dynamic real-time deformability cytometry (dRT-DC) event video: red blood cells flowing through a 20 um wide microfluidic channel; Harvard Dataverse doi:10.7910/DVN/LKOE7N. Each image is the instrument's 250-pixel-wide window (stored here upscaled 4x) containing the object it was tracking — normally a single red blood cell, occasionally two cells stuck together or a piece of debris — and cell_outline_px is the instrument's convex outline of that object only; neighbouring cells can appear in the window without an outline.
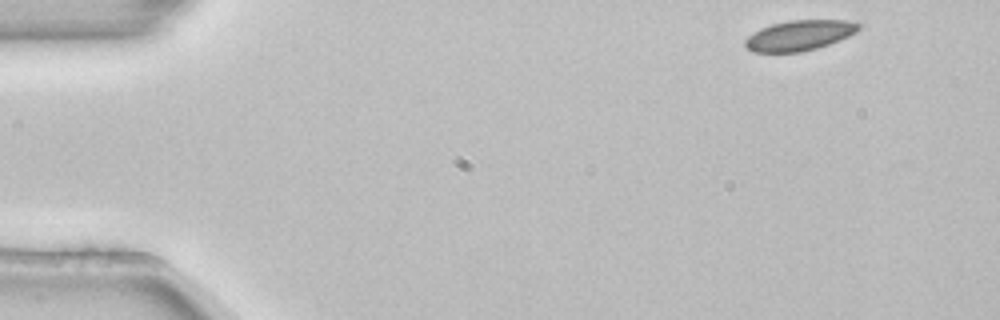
{"species": "common noctule bat (a hibernating species)", "species_latin": "Nyctalus noctula", "temperature_condition": "room temperature", "stored_images_in_passage": 4, "camera_frame_rate_fps": 3000, "um_per_image_px": 0.085, "animal": {"sex": "female", "body_mass_g": 22.7, "forearm_length_mm": 54.2}, "frame": {"image": 1, "passage_image": 1, "time_ms": 0.0, "image_size_px": [1000, 320], "cell_outline_px": [[860, 28], [856, 32], [840, 40], [816, 48], [800, 52], [752, 52], [744, 44], [744, 40], [752, 32], [760, 28], [772, 24], [788, 20], [848, 20], [860, 24]], "centroid_in_image_um": [67.93, 3.0], "position_along_channel_um": 17.1, "area_um2": 20.06}}
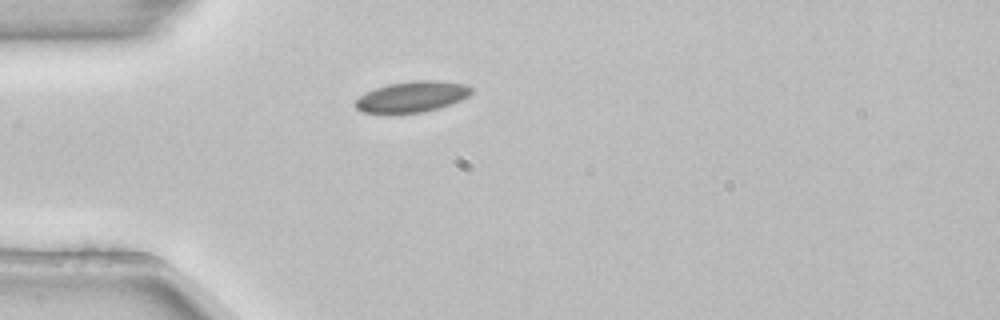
{"frame": {"image": 2, "passage_image": 4, "time_ms": 1.0, "image_size_px": [1000, 320], "cell_outline_px": [[472, 92], [468, 96], [460, 100], [424, 112], [392, 116], [360, 112], [356, 108], [356, 100], [360, 96], [376, 88], [388, 84], [412, 80], [440, 80], [464, 84], [472, 88]], "centroid_in_image_um": [34.97, 8.26], "position_along_channel_um": 50.0, "area_um2": 21.33}}